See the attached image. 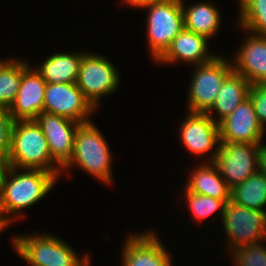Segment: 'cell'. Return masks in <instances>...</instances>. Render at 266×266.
<instances>
[{
  "instance_id": "cell-1",
  "label": "cell",
  "mask_w": 266,
  "mask_h": 266,
  "mask_svg": "<svg viewBox=\"0 0 266 266\" xmlns=\"http://www.w3.org/2000/svg\"><path fill=\"white\" fill-rule=\"evenodd\" d=\"M24 170L25 172H19L18 168L10 167L0 190V224L4 228L13 221L9 217L10 213L17 214L16 219L21 217L18 211L45 197L57 181V176L52 172L41 169Z\"/></svg>"
},
{
  "instance_id": "cell-2",
  "label": "cell",
  "mask_w": 266,
  "mask_h": 266,
  "mask_svg": "<svg viewBox=\"0 0 266 266\" xmlns=\"http://www.w3.org/2000/svg\"><path fill=\"white\" fill-rule=\"evenodd\" d=\"M8 157L11 167L20 170L41 169L60 175L58 165H54L52 160L45 135L35 120L14 122Z\"/></svg>"
},
{
  "instance_id": "cell-3",
  "label": "cell",
  "mask_w": 266,
  "mask_h": 266,
  "mask_svg": "<svg viewBox=\"0 0 266 266\" xmlns=\"http://www.w3.org/2000/svg\"><path fill=\"white\" fill-rule=\"evenodd\" d=\"M111 153L102 133L93 122L81 123L75 134L73 154L63 168L77 164L90 175L104 183H111Z\"/></svg>"
},
{
  "instance_id": "cell-4",
  "label": "cell",
  "mask_w": 266,
  "mask_h": 266,
  "mask_svg": "<svg viewBox=\"0 0 266 266\" xmlns=\"http://www.w3.org/2000/svg\"><path fill=\"white\" fill-rule=\"evenodd\" d=\"M19 256L31 266H89L88 255L80 259L72 247L50 234L14 236Z\"/></svg>"
},
{
  "instance_id": "cell-5",
  "label": "cell",
  "mask_w": 266,
  "mask_h": 266,
  "mask_svg": "<svg viewBox=\"0 0 266 266\" xmlns=\"http://www.w3.org/2000/svg\"><path fill=\"white\" fill-rule=\"evenodd\" d=\"M147 37L150 54L158 60L170 47L173 39L184 29L181 0L149 3Z\"/></svg>"
},
{
  "instance_id": "cell-6",
  "label": "cell",
  "mask_w": 266,
  "mask_h": 266,
  "mask_svg": "<svg viewBox=\"0 0 266 266\" xmlns=\"http://www.w3.org/2000/svg\"><path fill=\"white\" fill-rule=\"evenodd\" d=\"M259 148L260 144L220 142L209 159L233 189L258 171Z\"/></svg>"
},
{
  "instance_id": "cell-7",
  "label": "cell",
  "mask_w": 266,
  "mask_h": 266,
  "mask_svg": "<svg viewBox=\"0 0 266 266\" xmlns=\"http://www.w3.org/2000/svg\"><path fill=\"white\" fill-rule=\"evenodd\" d=\"M218 55L205 64L195 66L190 84L189 112L206 113L214 104L226 77L233 71V64Z\"/></svg>"
},
{
  "instance_id": "cell-8",
  "label": "cell",
  "mask_w": 266,
  "mask_h": 266,
  "mask_svg": "<svg viewBox=\"0 0 266 266\" xmlns=\"http://www.w3.org/2000/svg\"><path fill=\"white\" fill-rule=\"evenodd\" d=\"M222 220L230 250L231 247L234 250L259 244L266 239V211L248 209L230 200L225 205Z\"/></svg>"
},
{
  "instance_id": "cell-9",
  "label": "cell",
  "mask_w": 266,
  "mask_h": 266,
  "mask_svg": "<svg viewBox=\"0 0 266 266\" xmlns=\"http://www.w3.org/2000/svg\"><path fill=\"white\" fill-rule=\"evenodd\" d=\"M105 58L85 53L79 67L76 84L95 109L98 100L114 92L119 85L118 70Z\"/></svg>"
},
{
  "instance_id": "cell-10",
  "label": "cell",
  "mask_w": 266,
  "mask_h": 266,
  "mask_svg": "<svg viewBox=\"0 0 266 266\" xmlns=\"http://www.w3.org/2000/svg\"><path fill=\"white\" fill-rule=\"evenodd\" d=\"M34 120L45 135L52 160L63 170L72 157L75 134L81 123L47 112H42Z\"/></svg>"
},
{
  "instance_id": "cell-11",
  "label": "cell",
  "mask_w": 266,
  "mask_h": 266,
  "mask_svg": "<svg viewBox=\"0 0 266 266\" xmlns=\"http://www.w3.org/2000/svg\"><path fill=\"white\" fill-rule=\"evenodd\" d=\"M94 109L76 83H47L43 112L85 123Z\"/></svg>"
},
{
  "instance_id": "cell-12",
  "label": "cell",
  "mask_w": 266,
  "mask_h": 266,
  "mask_svg": "<svg viewBox=\"0 0 266 266\" xmlns=\"http://www.w3.org/2000/svg\"><path fill=\"white\" fill-rule=\"evenodd\" d=\"M218 125L220 142L261 144L263 139L264 128L249 97Z\"/></svg>"
},
{
  "instance_id": "cell-13",
  "label": "cell",
  "mask_w": 266,
  "mask_h": 266,
  "mask_svg": "<svg viewBox=\"0 0 266 266\" xmlns=\"http://www.w3.org/2000/svg\"><path fill=\"white\" fill-rule=\"evenodd\" d=\"M31 68L28 66L23 71L16 98L9 108L15 121L34 120L44 109L47 82L37 70Z\"/></svg>"
},
{
  "instance_id": "cell-14",
  "label": "cell",
  "mask_w": 266,
  "mask_h": 266,
  "mask_svg": "<svg viewBox=\"0 0 266 266\" xmlns=\"http://www.w3.org/2000/svg\"><path fill=\"white\" fill-rule=\"evenodd\" d=\"M182 124L180 136L189 152L201 156L220 143L219 125L210 113L189 112Z\"/></svg>"
},
{
  "instance_id": "cell-15",
  "label": "cell",
  "mask_w": 266,
  "mask_h": 266,
  "mask_svg": "<svg viewBox=\"0 0 266 266\" xmlns=\"http://www.w3.org/2000/svg\"><path fill=\"white\" fill-rule=\"evenodd\" d=\"M158 238L150 231L129 236L123 246V266H171L170 255Z\"/></svg>"
},
{
  "instance_id": "cell-16",
  "label": "cell",
  "mask_w": 266,
  "mask_h": 266,
  "mask_svg": "<svg viewBox=\"0 0 266 266\" xmlns=\"http://www.w3.org/2000/svg\"><path fill=\"white\" fill-rule=\"evenodd\" d=\"M237 53L233 70L251 85L266 83V35L249 34Z\"/></svg>"
},
{
  "instance_id": "cell-17",
  "label": "cell",
  "mask_w": 266,
  "mask_h": 266,
  "mask_svg": "<svg viewBox=\"0 0 266 266\" xmlns=\"http://www.w3.org/2000/svg\"><path fill=\"white\" fill-rule=\"evenodd\" d=\"M208 38L184 28L172 41L170 47L157 62L176 63L185 61L194 66L212 61L216 56L210 55Z\"/></svg>"
},
{
  "instance_id": "cell-18",
  "label": "cell",
  "mask_w": 266,
  "mask_h": 266,
  "mask_svg": "<svg viewBox=\"0 0 266 266\" xmlns=\"http://www.w3.org/2000/svg\"><path fill=\"white\" fill-rule=\"evenodd\" d=\"M250 87V82L233 70L224 80L214 104L206 113L215 110L219 114L216 120L219 123L248 98Z\"/></svg>"
},
{
  "instance_id": "cell-19",
  "label": "cell",
  "mask_w": 266,
  "mask_h": 266,
  "mask_svg": "<svg viewBox=\"0 0 266 266\" xmlns=\"http://www.w3.org/2000/svg\"><path fill=\"white\" fill-rule=\"evenodd\" d=\"M85 53H54L36 70L47 83H77L79 67Z\"/></svg>"
},
{
  "instance_id": "cell-20",
  "label": "cell",
  "mask_w": 266,
  "mask_h": 266,
  "mask_svg": "<svg viewBox=\"0 0 266 266\" xmlns=\"http://www.w3.org/2000/svg\"><path fill=\"white\" fill-rule=\"evenodd\" d=\"M211 164L201 165L198 166L197 170H193L187 182L186 190L220 199L227 203L231 200V189L221 177L216 165L213 162Z\"/></svg>"
},
{
  "instance_id": "cell-21",
  "label": "cell",
  "mask_w": 266,
  "mask_h": 266,
  "mask_svg": "<svg viewBox=\"0 0 266 266\" xmlns=\"http://www.w3.org/2000/svg\"><path fill=\"white\" fill-rule=\"evenodd\" d=\"M182 2L184 28L210 39L220 26L219 10L211 3H197L185 8Z\"/></svg>"
},
{
  "instance_id": "cell-22",
  "label": "cell",
  "mask_w": 266,
  "mask_h": 266,
  "mask_svg": "<svg viewBox=\"0 0 266 266\" xmlns=\"http://www.w3.org/2000/svg\"><path fill=\"white\" fill-rule=\"evenodd\" d=\"M231 201L248 209L263 210L266 204V176L257 171L231 189Z\"/></svg>"
},
{
  "instance_id": "cell-23",
  "label": "cell",
  "mask_w": 266,
  "mask_h": 266,
  "mask_svg": "<svg viewBox=\"0 0 266 266\" xmlns=\"http://www.w3.org/2000/svg\"><path fill=\"white\" fill-rule=\"evenodd\" d=\"M29 66L22 61L0 60V106L10 108L19 90L22 73Z\"/></svg>"
},
{
  "instance_id": "cell-24",
  "label": "cell",
  "mask_w": 266,
  "mask_h": 266,
  "mask_svg": "<svg viewBox=\"0 0 266 266\" xmlns=\"http://www.w3.org/2000/svg\"><path fill=\"white\" fill-rule=\"evenodd\" d=\"M239 3L240 25L244 31L266 35V0H240Z\"/></svg>"
},
{
  "instance_id": "cell-25",
  "label": "cell",
  "mask_w": 266,
  "mask_h": 266,
  "mask_svg": "<svg viewBox=\"0 0 266 266\" xmlns=\"http://www.w3.org/2000/svg\"><path fill=\"white\" fill-rule=\"evenodd\" d=\"M186 200L190 211L197 220L209 217L216 210H220L221 217L225 210L226 203L223 200L215 199L207 195H199L186 190Z\"/></svg>"
},
{
  "instance_id": "cell-26",
  "label": "cell",
  "mask_w": 266,
  "mask_h": 266,
  "mask_svg": "<svg viewBox=\"0 0 266 266\" xmlns=\"http://www.w3.org/2000/svg\"><path fill=\"white\" fill-rule=\"evenodd\" d=\"M236 266H266V247L251 244L234 249Z\"/></svg>"
},
{
  "instance_id": "cell-27",
  "label": "cell",
  "mask_w": 266,
  "mask_h": 266,
  "mask_svg": "<svg viewBox=\"0 0 266 266\" xmlns=\"http://www.w3.org/2000/svg\"><path fill=\"white\" fill-rule=\"evenodd\" d=\"M14 122L9 109L0 106V153L7 156H9L11 149Z\"/></svg>"
},
{
  "instance_id": "cell-28",
  "label": "cell",
  "mask_w": 266,
  "mask_h": 266,
  "mask_svg": "<svg viewBox=\"0 0 266 266\" xmlns=\"http://www.w3.org/2000/svg\"><path fill=\"white\" fill-rule=\"evenodd\" d=\"M248 97L251 99L254 111L259 123L265 128L266 125V83L253 84L250 87Z\"/></svg>"
},
{
  "instance_id": "cell-29",
  "label": "cell",
  "mask_w": 266,
  "mask_h": 266,
  "mask_svg": "<svg viewBox=\"0 0 266 266\" xmlns=\"http://www.w3.org/2000/svg\"><path fill=\"white\" fill-rule=\"evenodd\" d=\"M9 157L5 154L0 153V190L5 181L6 175L10 169Z\"/></svg>"
},
{
  "instance_id": "cell-30",
  "label": "cell",
  "mask_w": 266,
  "mask_h": 266,
  "mask_svg": "<svg viewBox=\"0 0 266 266\" xmlns=\"http://www.w3.org/2000/svg\"><path fill=\"white\" fill-rule=\"evenodd\" d=\"M258 171H261L266 176V145L260 144L258 154Z\"/></svg>"
},
{
  "instance_id": "cell-31",
  "label": "cell",
  "mask_w": 266,
  "mask_h": 266,
  "mask_svg": "<svg viewBox=\"0 0 266 266\" xmlns=\"http://www.w3.org/2000/svg\"><path fill=\"white\" fill-rule=\"evenodd\" d=\"M171 0H123V2L127 3L128 5H133L135 7H142L149 3H157V2H166Z\"/></svg>"
},
{
  "instance_id": "cell-32",
  "label": "cell",
  "mask_w": 266,
  "mask_h": 266,
  "mask_svg": "<svg viewBox=\"0 0 266 266\" xmlns=\"http://www.w3.org/2000/svg\"><path fill=\"white\" fill-rule=\"evenodd\" d=\"M2 229H5V228L0 224V233L2 232Z\"/></svg>"
}]
</instances>
